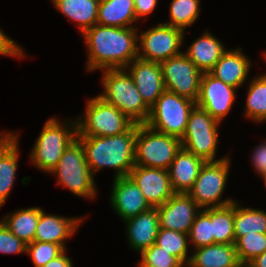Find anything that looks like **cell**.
<instances>
[{
    "label": "cell",
    "mask_w": 266,
    "mask_h": 267,
    "mask_svg": "<svg viewBox=\"0 0 266 267\" xmlns=\"http://www.w3.org/2000/svg\"><path fill=\"white\" fill-rule=\"evenodd\" d=\"M226 51L221 41L205 30L183 53L204 73L209 72Z\"/></svg>",
    "instance_id": "cell-23"
},
{
    "label": "cell",
    "mask_w": 266,
    "mask_h": 267,
    "mask_svg": "<svg viewBox=\"0 0 266 267\" xmlns=\"http://www.w3.org/2000/svg\"><path fill=\"white\" fill-rule=\"evenodd\" d=\"M264 183H266V173L262 176Z\"/></svg>",
    "instance_id": "cell-44"
},
{
    "label": "cell",
    "mask_w": 266,
    "mask_h": 267,
    "mask_svg": "<svg viewBox=\"0 0 266 267\" xmlns=\"http://www.w3.org/2000/svg\"><path fill=\"white\" fill-rule=\"evenodd\" d=\"M110 204L123 221L151 208L139 187L128 176L114 178Z\"/></svg>",
    "instance_id": "cell-17"
},
{
    "label": "cell",
    "mask_w": 266,
    "mask_h": 267,
    "mask_svg": "<svg viewBox=\"0 0 266 267\" xmlns=\"http://www.w3.org/2000/svg\"><path fill=\"white\" fill-rule=\"evenodd\" d=\"M195 105V101L165 90L150 107L145 124L156 131L181 139L187 128L189 114Z\"/></svg>",
    "instance_id": "cell-8"
},
{
    "label": "cell",
    "mask_w": 266,
    "mask_h": 267,
    "mask_svg": "<svg viewBox=\"0 0 266 267\" xmlns=\"http://www.w3.org/2000/svg\"><path fill=\"white\" fill-rule=\"evenodd\" d=\"M26 246L27 244L17 238L0 220V253H26Z\"/></svg>",
    "instance_id": "cell-37"
},
{
    "label": "cell",
    "mask_w": 266,
    "mask_h": 267,
    "mask_svg": "<svg viewBox=\"0 0 266 267\" xmlns=\"http://www.w3.org/2000/svg\"><path fill=\"white\" fill-rule=\"evenodd\" d=\"M236 91V88L225 84L209 72H204L200 80V93L196 105L221 123L236 101Z\"/></svg>",
    "instance_id": "cell-13"
},
{
    "label": "cell",
    "mask_w": 266,
    "mask_h": 267,
    "mask_svg": "<svg viewBox=\"0 0 266 267\" xmlns=\"http://www.w3.org/2000/svg\"><path fill=\"white\" fill-rule=\"evenodd\" d=\"M123 222L126 223L127 241L134 251L141 254L145 249L155 244L160 228L157 207H151L149 210Z\"/></svg>",
    "instance_id": "cell-19"
},
{
    "label": "cell",
    "mask_w": 266,
    "mask_h": 267,
    "mask_svg": "<svg viewBox=\"0 0 266 267\" xmlns=\"http://www.w3.org/2000/svg\"><path fill=\"white\" fill-rule=\"evenodd\" d=\"M103 93L98 96L115 106L136 124L146 123L150 108L144 103L135 83L125 68L104 69Z\"/></svg>",
    "instance_id": "cell-3"
},
{
    "label": "cell",
    "mask_w": 266,
    "mask_h": 267,
    "mask_svg": "<svg viewBox=\"0 0 266 267\" xmlns=\"http://www.w3.org/2000/svg\"><path fill=\"white\" fill-rule=\"evenodd\" d=\"M0 55L8 57L23 58L25 56L23 48L14 40L7 36L0 28Z\"/></svg>",
    "instance_id": "cell-38"
},
{
    "label": "cell",
    "mask_w": 266,
    "mask_h": 267,
    "mask_svg": "<svg viewBox=\"0 0 266 267\" xmlns=\"http://www.w3.org/2000/svg\"><path fill=\"white\" fill-rule=\"evenodd\" d=\"M229 158L207 161L202 165L193 187L187 193L201 209L222 207L235 201L231 198L222 200L230 173Z\"/></svg>",
    "instance_id": "cell-10"
},
{
    "label": "cell",
    "mask_w": 266,
    "mask_h": 267,
    "mask_svg": "<svg viewBox=\"0 0 266 267\" xmlns=\"http://www.w3.org/2000/svg\"><path fill=\"white\" fill-rule=\"evenodd\" d=\"M84 116L76 119V136H114L129 131L136 123L98 95L87 101Z\"/></svg>",
    "instance_id": "cell-6"
},
{
    "label": "cell",
    "mask_w": 266,
    "mask_h": 267,
    "mask_svg": "<svg viewBox=\"0 0 266 267\" xmlns=\"http://www.w3.org/2000/svg\"><path fill=\"white\" fill-rule=\"evenodd\" d=\"M19 133L4 131L0 134V207L14 186L19 161Z\"/></svg>",
    "instance_id": "cell-18"
},
{
    "label": "cell",
    "mask_w": 266,
    "mask_h": 267,
    "mask_svg": "<svg viewBox=\"0 0 266 267\" xmlns=\"http://www.w3.org/2000/svg\"><path fill=\"white\" fill-rule=\"evenodd\" d=\"M83 219L84 217L75 218L46 214L41 209L34 241L59 244L66 250V240L76 234Z\"/></svg>",
    "instance_id": "cell-20"
},
{
    "label": "cell",
    "mask_w": 266,
    "mask_h": 267,
    "mask_svg": "<svg viewBox=\"0 0 266 267\" xmlns=\"http://www.w3.org/2000/svg\"><path fill=\"white\" fill-rule=\"evenodd\" d=\"M264 59L266 61V51L263 53Z\"/></svg>",
    "instance_id": "cell-45"
},
{
    "label": "cell",
    "mask_w": 266,
    "mask_h": 267,
    "mask_svg": "<svg viewBox=\"0 0 266 267\" xmlns=\"http://www.w3.org/2000/svg\"><path fill=\"white\" fill-rule=\"evenodd\" d=\"M77 121L62 122L51 117L45 122L42 131L33 145L31 163L37 169L50 172L57 166L65 149L76 139Z\"/></svg>",
    "instance_id": "cell-4"
},
{
    "label": "cell",
    "mask_w": 266,
    "mask_h": 267,
    "mask_svg": "<svg viewBox=\"0 0 266 267\" xmlns=\"http://www.w3.org/2000/svg\"><path fill=\"white\" fill-rule=\"evenodd\" d=\"M182 148L180 138L138 124L135 139V165L168 170Z\"/></svg>",
    "instance_id": "cell-7"
},
{
    "label": "cell",
    "mask_w": 266,
    "mask_h": 267,
    "mask_svg": "<svg viewBox=\"0 0 266 267\" xmlns=\"http://www.w3.org/2000/svg\"><path fill=\"white\" fill-rule=\"evenodd\" d=\"M239 262H251L266 251V234H246L239 237L235 243Z\"/></svg>",
    "instance_id": "cell-33"
},
{
    "label": "cell",
    "mask_w": 266,
    "mask_h": 267,
    "mask_svg": "<svg viewBox=\"0 0 266 267\" xmlns=\"http://www.w3.org/2000/svg\"><path fill=\"white\" fill-rule=\"evenodd\" d=\"M55 9L78 24L81 33L97 24L100 0H51Z\"/></svg>",
    "instance_id": "cell-25"
},
{
    "label": "cell",
    "mask_w": 266,
    "mask_h": 267,
    "mask_svg": "<svg viewBox=\"0 0 266 267\" xmlns=\"http://www.w3.org/2000/svg\"><path fill=\"white\" fill-rule=\"evenodd\" d=\"M128 177L139 187L151 207L164 204L175 194L168 170L135 165Z\"/></svg>",
    "instance_id": "cell-14"
},
{
    "label": "cell",
    "mask_w": 266,
    "mask_h": 267,
    "mask_svg": "<svg viewBox=\"0 0 266 267\" xmlns=\"http://www.w3.org/2000/svg\"><path fill=\"white\" fill-rule=\"evenodd\" d=\"M137 27H110L95 24L82 35L88 50L89 71L126 68L138 58Z\"/></svg>",
    "instance_id": "cell-1"
},
{
    "label": "cell",
    "mask_w": 266,
    "mask_h": 267,
    "mask_svg": "<svg viewBox=\"0 0 266 267\" xmlns=\"http://www.w3.org/2000/svg\"><path fill=\"white\" fill-rule=\"evenodd\" d=\"M264 141L254 148L251 155L252 166L261 177L266 173V140Z\"/></svg>",
    "instance_id": "cell-39"
},
{
    "label": "cell",
    "mask_w": 266,
    "mask_h": 267,
    "mask_svg": "<svg viewBox=\"0 0 266 267\" xmlns=\"http://www.w3.org/2000/svg\"><path fill=\"white\" fill-rule=\"evenodd\" d=\"M188 238L193 249L216 244L212 235V221L202 209L193 221Z\"/></svg>",
    "instance_id": "cell-34"
},
{
    "label": "cell",
    "mask_w": 266,
    "mask_h": 267,
    "mask_svg": "<svg viewBox=\"0 0 266 267\" xmlns=\"http://www.w3.org/2000/svg\"><path fill=\"white\" fill-rule=\"evenodd\" d=\"M64 250L61 245L51 242L33 241L26 246V253L30 255L34 267H43Z\"/></svg>",
    "instance_id": "cell-36"
},
{
    "label": "cell",
    "mask_w": 266,
    "mask_h": 267,
    "mask_svg": "<svg viewBox=\"0 0 266 267\" xmlns=\"http://www.w3.org/2000/svg\"><path fill=\"white\" fill-rule=\"evenodd\" d=\"M160 228L188 234L201 208L187 193H175L157 207Z\"/></svg>",
    "instance_id": "cell-15"
},
{
    "label": "cell",
    "mask_w": 266,
    "mask_h": 267,
    "mask_svg": "<svg viewBox=\"0 0 266 267\" xmlns=\"http://www.w3.org/2000/svg\"><path fill=\"white\" fill-rule=\"evenodd\" d=\"M252 61L243 54L241 48L227 50L215 66L209 71L211 75L236 89L248 79Z\"/></svg>",
    "instance_id": "cell-21"
},
{
    "label": "cell",
    "mask_w": 266,
    "mask_h": 267,
    "mask_svg": "<svg viewBox=\"0 0 266 267\" xmlns=\"http://www.w3.org/2000/svg\"><path fill=\"white\" fill-rule=\"evenodd\" d=\"M204 163L202 158L181 148L168 168L173 191L175 193H188Z\"/></svg>",
    "instance_id": "cell-22"
},
{
    "label": "cell",
    "mask_w": 266,
    "mask_h": 267,
    "mask_svg": "<svg viewBox=\"0 0 266 267\" xmlns=\"http://www.w3.org/2000/svg\"><path fill=\"white\" fill-rule=\"evenodd\" d=\"M134 0H100L97 24L110 27H136Z\"/></svg>",
    "instance_id": "cell-26"
},
{
    "label": "cell",
    "mask_w": 266,
    "mask_h": 267,
    "mask_svg": "<svg viewBox=\"0 0 266 267\" xmlns=\"http://www.w3.org/2000/svg\"><path fill=\"white\" fill-rule=\"evenodd\" d=\"M159 0H134V10L136 19L151 14L157 7Z\"/></svg>",
    "instance_id": "cell-40"
},
{
    "label": "cell",
    "mask_w": 266,
    "mask_h": 267,
    "mask_svg": "<svg viewBox=\"0 0 266 267\" xmlns=\"http://www.w3.org/2000/svg\"><path fill=\"white\" fill-rule=\"evenodd\" d=\"M202 210L212 221L214 242L220 244H234V202L226 206Z\"/></svg>",
    "instance_id": "cell-28"
},
{
    "label": "cell",
    "mask_w": 266,
    "mask_h": 267,
    "mask_svg": "<svg viewBox=\"0 0 266 267\" xmlns=\"http://www.w3.org/2000/svg\"><path fill=\"white\" fill-rule=\"evenodd\" d=\"M221 124L203 108L195 105L191 110L187 128L181 140V146L195 156L207 161H219L215 158L218 143V127Z\"/></svg>",
    "instance_id": "cell-9"
},
{
    "label": "cell",
    "mask_w": 266,
    "mask_h": 267,
    "mask_svg": "<svg viewBox=\"0 0 266 267\" xmlns=\"http://www.w3.org/2000/svg\"><path fill=\"white\" fill-rule=\"evenodd\" d=\"M40 207L21 208L2 218L5 226L25 244L32 243L40 217Z\"/></svg>",
    "instance_id": "cell-27"
},
{
    "label": "cell",
    "mask_w": 266,
    "mask_h": 267,
    "mask_svg": "<svg viewBox=\"0 0 266 267\" xmlns=\"http://www.w3.org/2000/svg\"><path fill=\"white\" fill-rule=\"evenodd\" d=\"M165 90L197 102L202 72L182 52L160 63Z\"/></svg>",
    "instance_id": "cell-12"
},
{
    "label": "cell",
    "mask_w": 266,
    "mask_h": 267,
    "mask_svg": "<svg viewBox=\"0 0 266 267\" xmlns=\"http://www.w3.org/2000/svg\"><path fill=\"white\" fill-rule=\"evenodd\" d=\"M188 234L170 229L159 228L155 245L169 254L177 257L184 265H188L191 255L188 256Z\"/></svg>",
    "instance_id": "cell-31"
},
{
    "label": "cell",
    "mask_w": 266,
    "mask_h": 267,
    "mask_svg": "<svg viewBox=\"0 0 266 267\" xmlns=\"http://www.w3.org/2000/svg\"><path fill=\"white\" fill-rule=\"evenodd\" d=\"M138 267H184L185 265L175 256L153 244L141 254Z\"/></svg>",
    "instance_id": "cell-35"
},
{
    "label": "cell",
    "mask_w": 266,
    "mask_h": 267,
    "mask_svg": "<svg viewBox=\"0 0 266 267\" xmlns=\"http://www.w3.org/2000/svg\"><path fill=\"white\" fill-rule=\"evenodd\" d=\"M183 30L162 22L138 34V58L161 63L181 54L184 42Z\"/></svg>",
    "instance_id": "cell-11"
},
{
    "label": "cell",
    "mask_w": 266,
    "mask_h": 267,
    "mask_svg": "<svg viewBox=\"0 0 266 267\" xmlns=\"http://www.w3.org/2000/svg\"><path fill=\"white\" fill-rule=\"evenodd\" d=\"M254 267H266V251L251 261Z\"/></svg>",
    "instance_id": "cell-42"
},
{
    "label": "cell",
    "mask_w": 266,
    "mask_h": 267,
    "mask_svg": "<svg viewBox=\"0 0 266 267\" xmlns=\"http://www.w3.org/2000/svg\"><path fill=\"white\" fill-rule=\"evenodd\" d=\"M67 249L64 250L57 258L52 259L43 267H73V262L71 258L67 255Z\"/></svg>",
    "instance_id": "cell-41"
},
{
    "label": "cell",
    "mask_w": 266,
    "mask_h": 267,
    "mask_svg": "<svg viewBox=\"0 0 266 267\" xmlns=\"http://www.w3.org/2000/svg\"><path fill=\"white\" fill-rule=\"evenodd\" d=\"M191 267H237L239 260L234 244H212L193 249Z\"/></svg>",
    "instance_id": "cell-24"
},
{
    "label": "cell",
    "mask_w": 266,
    "mask_h": 267,
    "mask_svg": "<svg viewBox=\"0 0 266 267\" xmlns=\"http://www.w3.org/2000/svg\"><path fill=\"white\" fill-rule=\"evenodd\" d=\"M266 234V212L256 208L240 207L234 201V236L235 241L246 234Z\"/></svg>",
    "instance_id": "cell-29"
},
{
    "label": "cell",
    "mask_w": 266,
    "mask_h": 267,
    "mask_svg": "<svg viewBox=\"0 0 266 267\" xmlns=\"http://www.w3.org/2000/svg\"><path fill=\"white\" fill-rule=\"evenodd\" d=\"M142 100L150 108L165 91L160 63L136 58L126 68Z\"/></svg>",
    "instance_id": "cell-16"
},
{
    "label": "cell",
    "mask_w": 266,
    "mask_h": 267,
    "mask_svg": "<svg viewBox=\"0 0 266 267\" xmlns=\"http://www.w3.org/2000/svg\"><path fill=\"white\" fill-rule=\"evenodd\" d=\"M200 0H172L169 8V22L163 23L186 31L200 14Z\"/></svg>",
    "instance_id": "cell-32"
},
{
    "label": "cell",
    "mask_w": 266,
    "mask_h": 267,
    "mask_svg": "<svg viewBox=\"0 0 266 267\" xmlns=\"http://www.w3.org/2000/svg\"><path fill=\"white\" fill-rule=\"evenodd\" d=\"M244 116L255 123L266 121V73L249 83Z\"/></svg>",
    "instance_id": "cell-30"
},
{
    "label": "cell",
    "mask_w": 266,
    "mask_h": 267,
    "mask_svg": "<svg viewBox=\"0 0 266 267\" xmlns=\"http://www.w3.org/2000/svg\"><path fill=\"white\" fill-rule=\"evenodd\" d=\"M137 128L135 124L129 131L114 136H76L94 176L103 168L114 169V178L128 176L135 166Z\"/></svg>",
    "instance_id": "cell-2"
},
{
    "label": "cell",
    "mask_w": 266,
    "mask_h": 267,
    "mask_svg": "<svg viewBox=\"0 0 266 267\" xmlns=\"http://www.w3.org/2000/svg\"><path fill=\"white\" fill-rule=\"evenodd\" d=\"M59 185L75 196L93 199L97 196L95 178L86 162L81 142L76 138L65 149L57 166L50 172Z\"/></svg>",
    "instance_id": "cell-5"
},
{
    "label": "cell",
    "mask_w": 266,
    "mask_h": 267,
    "mask_svg": "<svg viewBox=\"0 0 266 267\" xmlns=\"http://www.w3.org/2000/svg\"><path fill=\"white\" fill-rule=\"evenodd\" d=\"M237 267H254L251 262H239Z\"/></svg>",
    "instance_id": "cell-43"
}]
</instances>
